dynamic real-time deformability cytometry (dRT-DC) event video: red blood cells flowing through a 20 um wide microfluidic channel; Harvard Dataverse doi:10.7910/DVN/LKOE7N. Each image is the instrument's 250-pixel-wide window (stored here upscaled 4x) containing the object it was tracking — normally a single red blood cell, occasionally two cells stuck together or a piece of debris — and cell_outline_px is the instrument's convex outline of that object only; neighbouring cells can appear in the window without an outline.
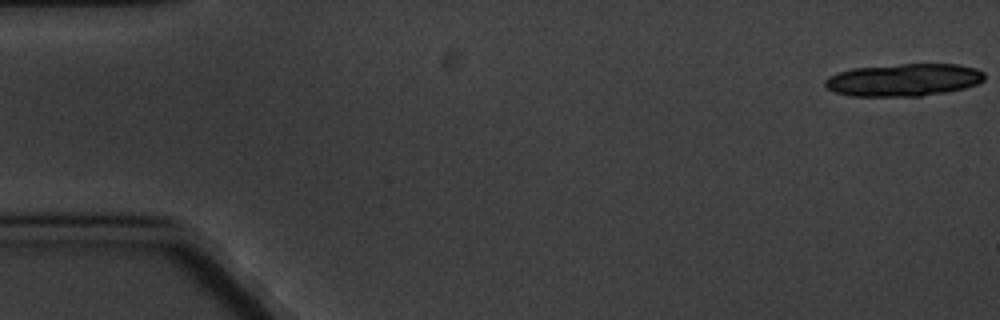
{"species": "common noctule bat (a hibernating species)", "species_latin": "Nyctalus noctula", "temperature_condition": "cold", "stored_images_in_passage": 6, "camera_frame_rate_fps": 3000, "um_per_image_px": 0.085, "animal": {"sex": "male", "body_mass_g": 20.1, "forearm_length_mm": 53.5}, "frame": {"image": 1, "passage_image": 1, "time_ms": 0.0, "image_size_px": [1000, 320], "cell_outline_px": [[984, 80], [976, 84], [964, 88], [944, 92], [920, 96], [848, 96], [832, 92], [824, 84], [824, 80], [828, 76], [852, 68], [900, 64], [960, 64], [976, 68], [984, 72]], "centroid_in_image_um": [76.79, 6.79], "position_along_channel_um": 8.2, "area_um2": 30.35}}